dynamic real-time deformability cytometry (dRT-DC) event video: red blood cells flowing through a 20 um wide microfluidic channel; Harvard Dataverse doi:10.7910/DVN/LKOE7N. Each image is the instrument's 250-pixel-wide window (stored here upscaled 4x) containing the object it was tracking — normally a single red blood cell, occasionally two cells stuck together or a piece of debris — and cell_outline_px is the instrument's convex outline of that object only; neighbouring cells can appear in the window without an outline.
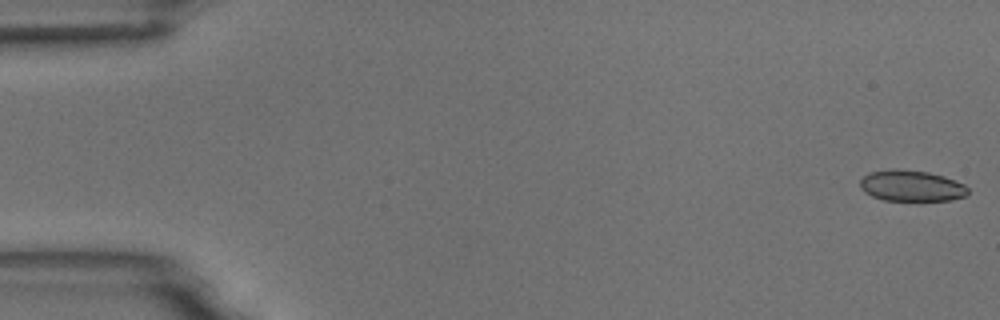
{"species": "common noctule bat (a hibernating species)", "species_latin": "Nyctalus noctula", "temperature_condition": "room temperature", "stored_images_in_passage": 7, "camera_frame_rate_fps": 3000, "um_per_image_px": 0.085, "animal": {"sex": "male", "body_mass_g": 18.8}, "frame": {"image": 1, "passage_image": 1, "time_ms": 0.0, "image_size_px": [1000, 320], "cell_outline_px": [[968, 192], [964, 196], [952, 200], [884, 200], [872, 196], [864, 192], [860, 188], [860, 180], [868, 172], [928, 172], [944, 176], [964, 184], [968, 188]], "centroid_in_image_um": [77.5, 15.84], "position_along_channel_um": 7.5, "area_um2": 18.67}}
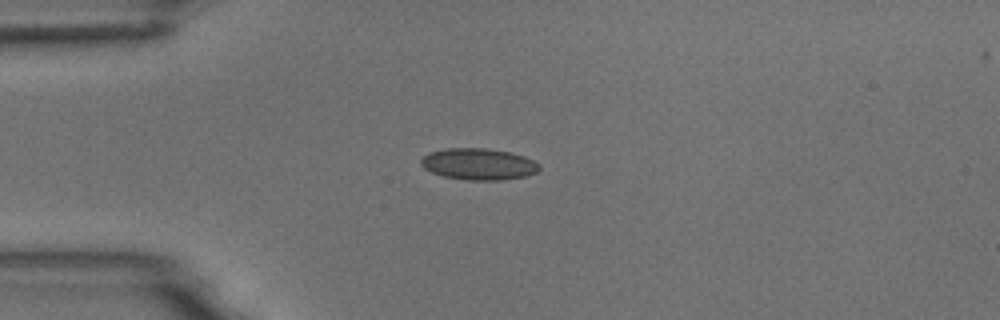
{"frame": {"image": 2, "passage_image": 5, "time_ms": 4.333, "image_size_px": [1000, 320], "cell_outline_px": [[540, 168], [536, 172], [524, 176], [500, 180], [468, 180], [444, 176], [432, 172], [424, 168], [420, 164], [420, 160], [428, 152], [448, 148], [488, 148], [508, 152], [524, 156], [540, 164]], "centroid_in_image_um": [40.66, 13.94], "position_along_channel_um": 44.3, "area_um2": 21.62}}
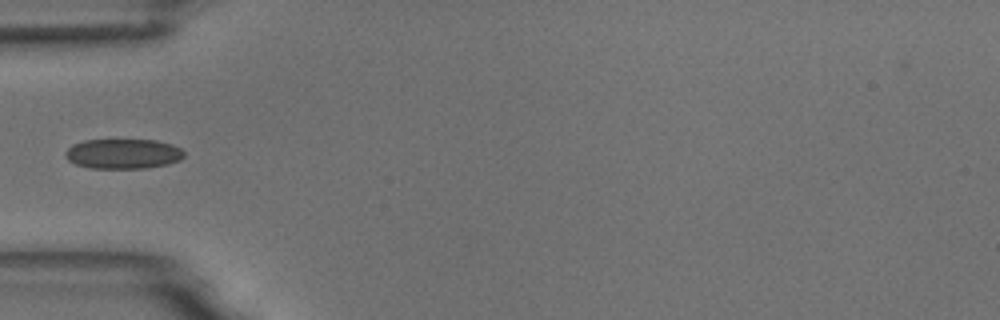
{"frame": {"image": 3, "passage_image": 6, "time_ms": 5.667, "image_size_px": [1000, 320], "cell_outline_px": [[184, 156], [180, 160], [168, 164], [144, 168], [92, 168], [76, 164], [68, 160], [64, 156], [64, 152], [72, 144], [84, 140], [156, 140], [172, 144], [180, 148], [184, 152]], "centroid_in_image_um": [10.45, 13.07], "position_along_channel_um": 74.5, "area_um2": 20.75}}